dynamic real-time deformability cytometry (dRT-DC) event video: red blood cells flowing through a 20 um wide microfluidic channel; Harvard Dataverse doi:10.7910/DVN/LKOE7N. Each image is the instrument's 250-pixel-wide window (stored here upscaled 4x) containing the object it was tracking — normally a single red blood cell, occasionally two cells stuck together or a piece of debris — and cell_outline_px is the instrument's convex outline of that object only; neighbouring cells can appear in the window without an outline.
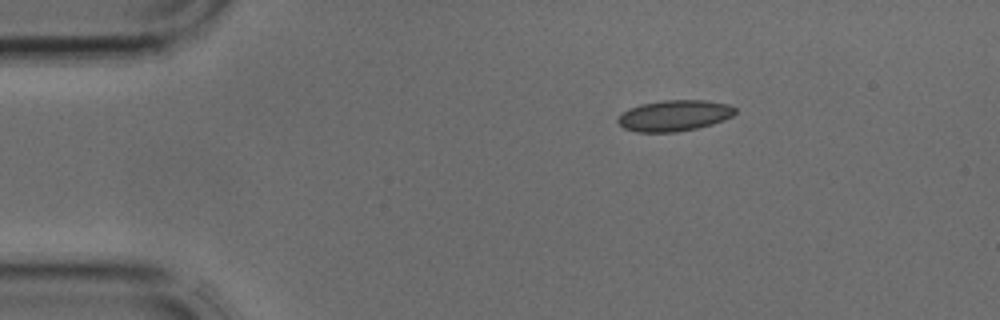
{"species": "common noctule bat (a hibernating species)", "species_latin": "Nyctalus noctula", "temperature_condition": "cold", "stored_images_in_passage": 2, "camera_frame_rate_fps": 3000, "um_per_image_px": 0.085, "animal": {"sex": "male", "body_mass_g": 17.9, "forearm_length_mm": 54.2}, "frame": {"image": 1, "passage_image": 1, "time_ms": 0.0, "image_size_px": [1000, 320], "cell_outline_px": [[736, 112], [732, 116], [724, 120], [712, 124], [696, 128], [676, 132], [636, 132], [624, 128], [616, 120], [628, 108], [640, 104], [664, 100], [704, 100], [728, 104], [736, 108]], "centroid_in_image_um": [57.32, 9.82], "position_along_channel_um": 27.7, "area_um2": 21.15}}